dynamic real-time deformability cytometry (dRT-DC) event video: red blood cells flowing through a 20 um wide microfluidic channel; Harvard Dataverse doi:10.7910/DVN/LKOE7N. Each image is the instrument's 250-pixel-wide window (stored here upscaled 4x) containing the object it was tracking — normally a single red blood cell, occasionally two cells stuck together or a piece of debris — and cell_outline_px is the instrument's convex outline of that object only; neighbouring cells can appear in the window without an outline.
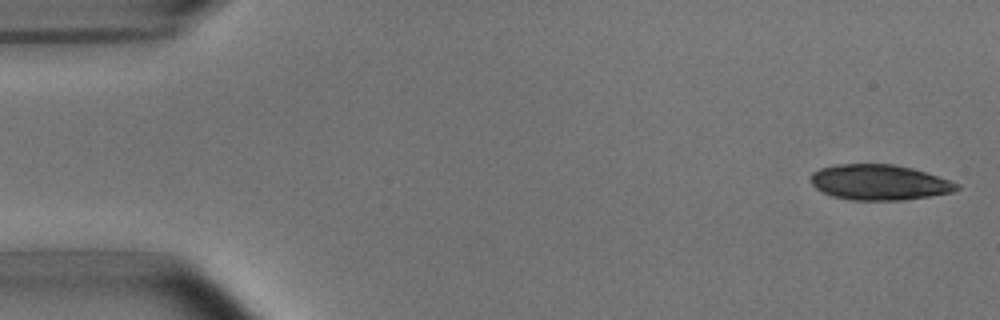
{"species": "common noctule bat (a hibernating species)", "species_latin": "Nyctalus noctula", "temperature_condition": "room temperature", "stored_images_in_passage": 12, "camera_frame_rate_fps": 3000, "um_per_image_px": 0.085, "animal": {"sex": "male", "body_mass_g": 15.6}, "frame": {"image": 1, "passage_image": 1, "time_ms": 0.0, "image_size_px": [1000, 320], "cell_outline_px": [[960, 188], [956, 192], [932, 196], [904, 200], [852, 200], [832, 196], [816, 188], [812, 184], [812, 172], [820, 168], [836, 164], [892, 164], [912, 168], [960, 184]], "centroid_in_image_um": [74.76, 15.5], "position_along_channel_um": 10.2, "area_um2": 30.11}}